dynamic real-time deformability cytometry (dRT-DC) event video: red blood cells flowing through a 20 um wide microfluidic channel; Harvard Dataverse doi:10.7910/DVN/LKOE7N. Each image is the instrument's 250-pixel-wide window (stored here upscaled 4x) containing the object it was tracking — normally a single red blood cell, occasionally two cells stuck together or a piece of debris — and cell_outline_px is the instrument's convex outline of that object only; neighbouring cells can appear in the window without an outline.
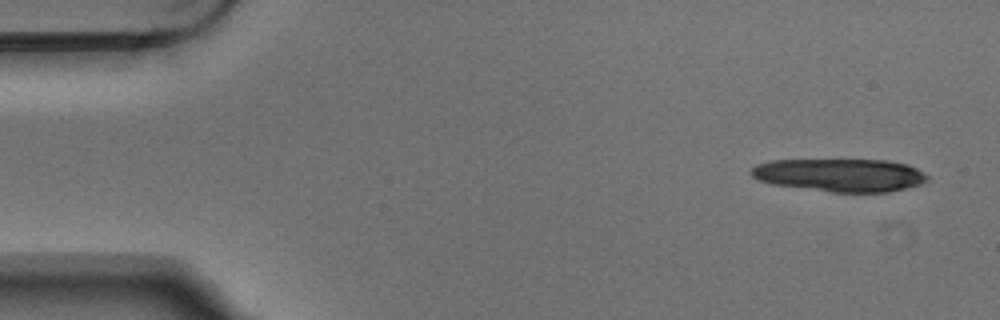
{"species": "Egyptian fruit bat (a non-hibernating species)", "species_latin": "Rousettus aegyptiacus", "temperature_condition": "warm", "stored_images_in_passage": 6, "camera_frame_rate_fps": 3000, "um_per_image_px": 0.085, "animal": {"sex": "male"}, "frame": {"image": 1, "passage_image": 1, "time_ms": 0.0, "image_size_px": [1000, 320], "cell_outline_px": [[928, 180], [920, 184], [888, 192], [832, 192], [772, 184], [760, 180], [752, 176], [748, 172], [756, 164], [772, 160], [884, 160], [908, 164], [924, 172], [928, 176]], "centroid_in_image_um": [71.4, 14.87], "position_along_channel_um": 13.6, "area_um2": 33.81}}
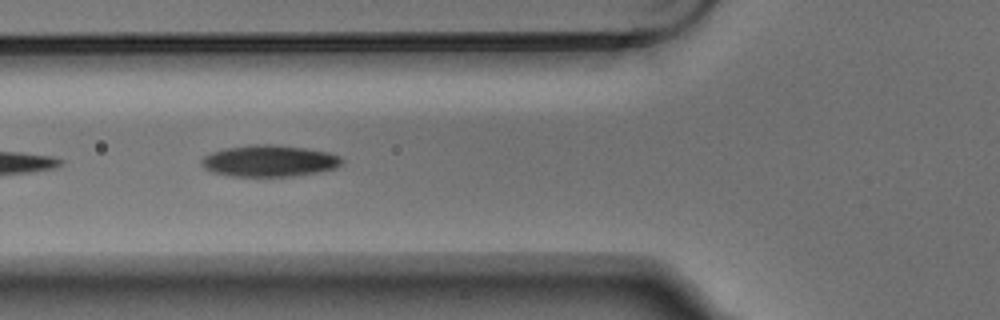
{"frame": {"image": 2, "passage_image": 5, "time_ms": 1.333, "image_size_px": [1000, 320], "cell_outline_px": [[344, 160], [336, 168], [320, 172], [292, 176], [232, 176], [212, 172], [204, 168], [200, 164], [200, 160], [204, 156], [212, 152], [224, 148], [256, 144], [268, 144], [304, 148], [328, 152], [340, 156]], "centroid_in_image_um": [22.88, 13.68], "position_along_channel_um": 102.9, "area_um2": 25.78}}
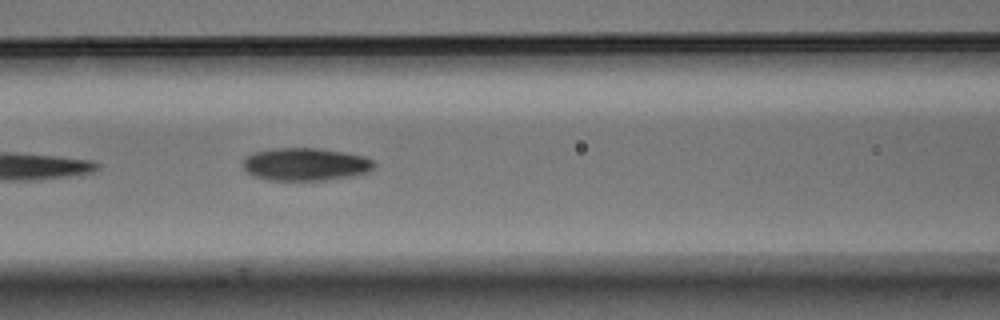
{"frame": {"image": 3, "passage_image": 6, "time_ms": 1.667, "image_size_px": [1000, 320], "cell_outline_px": [[376, 164], [368, 172], [356, 176], [324, 180], [268, 180], [252, 176], [244, 172], [240, 164], [244, 156], [252, 152], [272, 148], [316, 148], [344, 152], [364, 156], [372, 160]], "centroid_in_image_um": [25.88, 13.97], "position_along_channel_um": 140.7, "area_um2": 25.61}}